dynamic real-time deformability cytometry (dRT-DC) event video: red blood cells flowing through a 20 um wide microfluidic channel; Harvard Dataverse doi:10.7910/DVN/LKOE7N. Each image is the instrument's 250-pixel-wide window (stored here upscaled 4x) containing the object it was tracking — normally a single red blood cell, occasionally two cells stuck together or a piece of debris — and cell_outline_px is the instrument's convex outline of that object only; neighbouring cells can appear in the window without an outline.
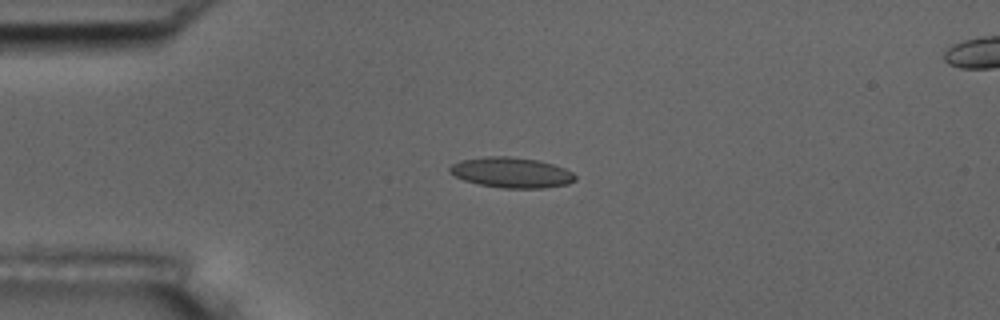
{"species": "common noctule bat (a hibernating species)", "species_latin": "Nyctalus noctula", "temperature_condition": "room temperature", "stored_images_in_passage": 4, "camera_frame_rate_fps": 3000, "um_per_image_px": 0.085, "animal": {"sex": "male", "body_mass_g": 17.5, "forearm_length_mm": 52.3}, "frame": {"image": 1, "passage_image": 2, "time_ms": 1.0, "image_size_px": [1000, 320], "cell_outline_px": [[576, 180], [568, 184], [544, 188], [504, 188], [480, 184], [464, 180], [448, 172], [448, 168], [452, 164], [460, 160], [488, 156], [508, 156], [540, 160], [564, 168], [572, 172], [576, 176]], "centroid_in_image_um": [43.48, 14.66], "position_along_channel_um": 41.5, "area_um2": 22.25}}